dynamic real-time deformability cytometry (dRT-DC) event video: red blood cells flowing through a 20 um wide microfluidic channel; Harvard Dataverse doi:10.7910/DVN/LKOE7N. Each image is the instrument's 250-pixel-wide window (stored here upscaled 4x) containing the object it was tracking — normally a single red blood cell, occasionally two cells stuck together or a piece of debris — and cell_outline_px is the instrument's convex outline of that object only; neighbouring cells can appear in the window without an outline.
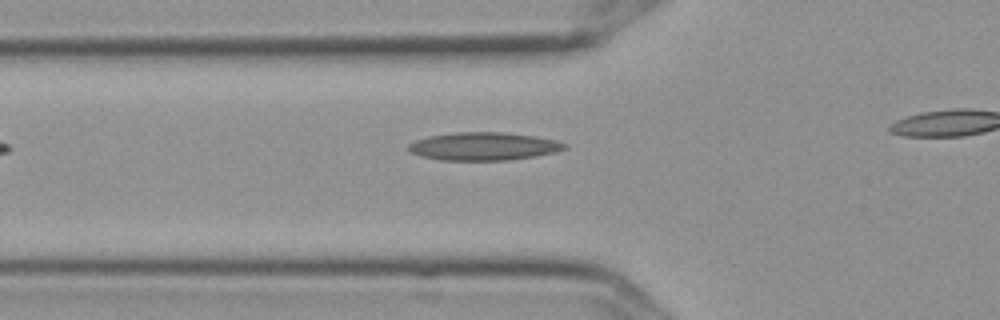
{"species": "Egyptian fruit bat (a non-hibernating species)", "species_latin": "Rousettus aegyptiacus", "temperature_condition": "cold", "stored_images_in_passage": 3, "camera_frame_rate_fps": 3000, "um_per_image_px": 0.085, "frame": {"image": 1, "passage_image": 3, "time_ms": 0.667, "image_size_px": [1000, 320], "cell_outline_px": [[568, 148], [556, 152], [536, 156], [508, 160], [440, 160], [424, 156], [412, 152], [408, 148], [408, 144], [416, 140], [428, 136], [456, 132], [504, 132], [536, 136], [556, 140], [568, 144]], "centroid_in_image_um": [41.17, 12.43], "position_along_channel_um": 84.6, "area_um2": 25.49}}